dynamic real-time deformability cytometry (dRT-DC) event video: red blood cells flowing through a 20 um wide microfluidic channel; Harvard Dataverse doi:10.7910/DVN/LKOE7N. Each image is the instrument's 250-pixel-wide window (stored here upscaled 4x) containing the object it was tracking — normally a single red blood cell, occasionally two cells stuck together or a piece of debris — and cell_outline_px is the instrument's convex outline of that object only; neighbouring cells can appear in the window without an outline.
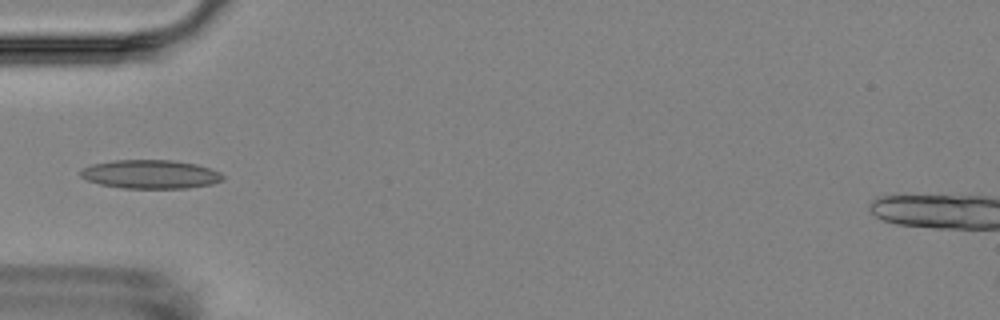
{"species": "Egyptian fruit bat (a non-hibernating species)", "species_latin": "Rousettus aegyptiacus", "temperature_condition": "room temperature", "stored_images_in_passage": 7, "camera_frame_rate_fps": 3000, "um_per_image_px": 0.085, "animal": {"sex": "female"}, "frame": {"image": 1, "passage_image": 5, "time_ms": 5.667, "image_size_px": [1000, 320], "cell_outline_px": [[224, 180], [212, 184], [188, 188], [120, 188], [100, 184], [88, 180], [80, 176], [80, 172], [84, 168], [92, 164], [112, 160], [172, 160], [196, 164], [220, 172], [224, 176]], "centroid_in_image_um": [12.8, 14.81], "position_along_channel_um": 72.2, "area_um2": 23.81}}
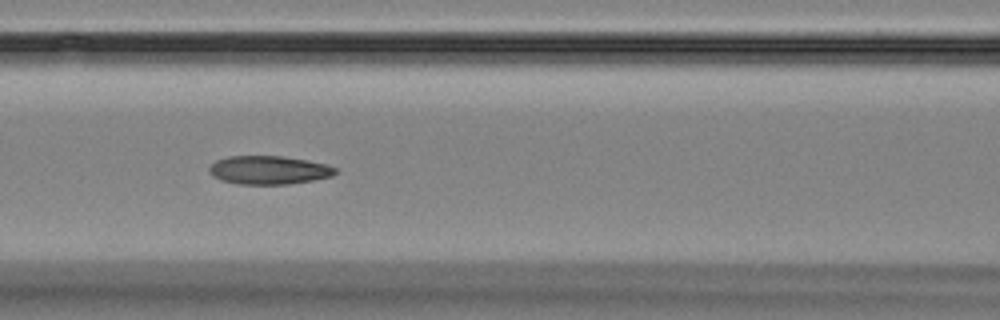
{"frame": {"image": 2, "passage_image": 7, "time_ms": 7.667, "image_size_px": [1000, 320], "cell_outline_px": [[336, 172], [332, 176], [312, 180], [288, 184], [240, 184], [220, 180], [212, 176], [208, 172], [208, 168], [216, 160], [228, 156], [280, 156], [308, 160], [324, 164], [336, 168]], "centroid_in_image_um": [22.8, 14.45], "position_along_channel_um": 143.8, "area_um2": 20.87}}